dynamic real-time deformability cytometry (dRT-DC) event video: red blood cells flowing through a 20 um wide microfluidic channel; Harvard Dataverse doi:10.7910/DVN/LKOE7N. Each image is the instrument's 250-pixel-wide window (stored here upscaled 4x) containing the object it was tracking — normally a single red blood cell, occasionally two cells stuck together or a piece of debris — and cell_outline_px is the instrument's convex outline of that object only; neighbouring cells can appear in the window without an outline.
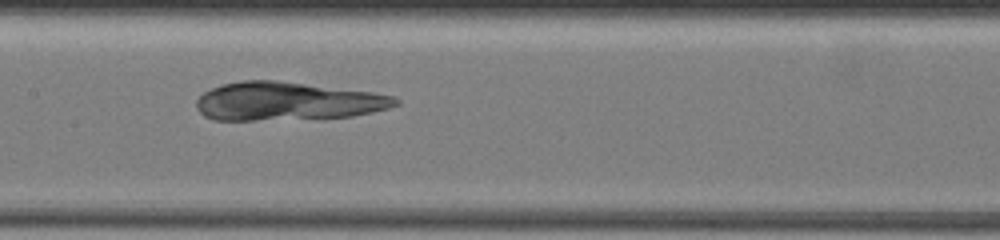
{"species": "common noctule bat (a hibernating species)", "species_latin": "Nyctalus noctula", "temperature_condition": "warm", "stored_images_in_passage": 58, "camera_frame_rate_fps": 3000, "um_per_image_px": 0.085, "animal": {"sex": "female", "body_mass_g": 19.5, "forearm_length_mm": 54.1}, "frame": {"image": 1, "passage_image": 30, "time_ms": 9.667, "image_size_px": [1000, 240], "cell_outline_px": [[400, 104], [388, 108], [372, 112], [352, 116], [256, 120], [216, 120], [204, 116], [196, 108], [196, 100], [204, 92], [220, 84], [240, 80], [276, 80], [372, 92], [396, 96], [400, 100]], "centroid_in_image_um": [24.41, 8.6], "position_along_channel_um": 183.0, "area_um2": 44.45}}
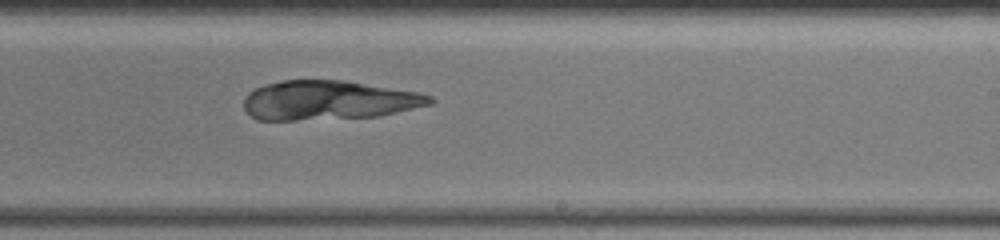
{"frame": {"image": 2, "passage_image": 37, "time_ms": 12.0, "image_size_px": [1000, 240], "cell_outline_px": [[436, 100], [432, 104], [396, 112], [376, 116], [296, 120], [256, 120], [244, 108], [244, 96], [248, 92], [264, 84], [280, 80], [340, 80], [420, 92], [432, 96]], "centroid_in_image_um": [27.91, 8.52], "position_along_channel_um": 261.1, "area_um2": 42.54}}
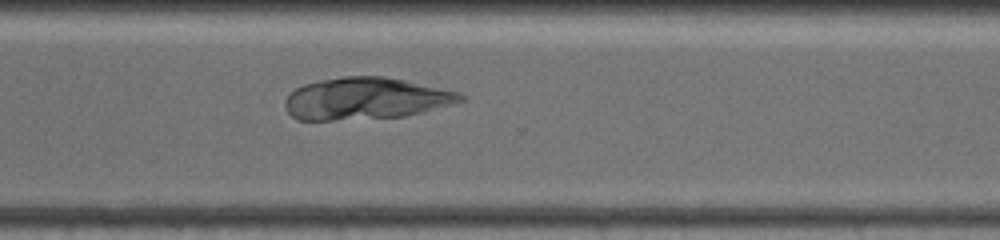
{"frame": {"image": 3, "passage_image": 44, "time_ms": 14.333, "image_size_px": [1000, 240], "cell_outline_px": [[464, 100], [420, 112], [404, 116], [332, 120], [296, 120], [284, 108], [284, 100], [296, 88], [304, 84], [320, 80], [344, 76], [384, 76], [404, 80], [460, 92], [464, 96]], "centroid_in_image_um": [31.03, 8.37], "position_along_channel_um": 339.6, "area_um2": 42.48}}